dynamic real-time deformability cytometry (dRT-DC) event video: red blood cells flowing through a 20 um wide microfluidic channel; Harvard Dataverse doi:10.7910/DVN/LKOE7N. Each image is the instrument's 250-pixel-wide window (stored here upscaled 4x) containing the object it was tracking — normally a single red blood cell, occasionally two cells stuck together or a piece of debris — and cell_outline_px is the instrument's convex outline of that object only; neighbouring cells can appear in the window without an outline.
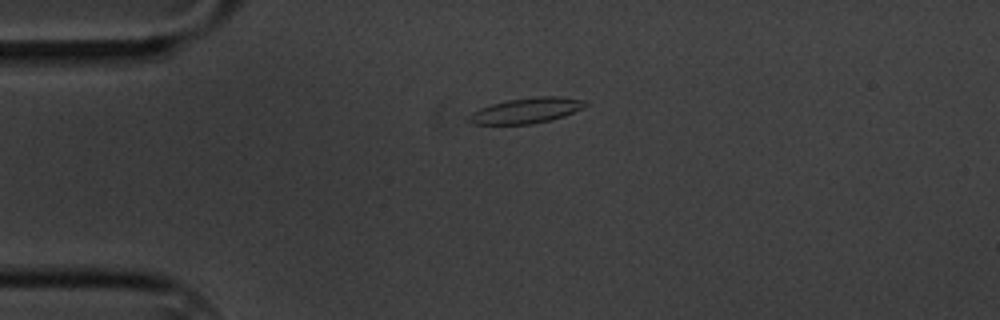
{"species": "common noctule bat (a hibernating species)", "species_latin": "Nyctalus noctula", "temperature_condition": "cold", "stored_images_in_passage": 2, "camera_frame_rate_fps": 3000, "um_per_image_px": 0.085, "animal": {"sex": "male", "body_mass_g": 20.1, "forearm_length_mm": 53.5}, "frame": {"image": 1, "passage_image": 1, "time_ms": 0.0, "image_size_px": [1000, 320], "cell_outline_px": [[588, 104], [564, 116], [552, 120], [532, 124], [472, 124], [464, 120], [472, 112], [480, 108], [492, 104], [508, 100], [532, 96], [560, 96], [584, 100]], "centroid_in_image_um": [44.69, 9.4], "position_along_channel_um": 40.3, "area_um2": 17.34}}